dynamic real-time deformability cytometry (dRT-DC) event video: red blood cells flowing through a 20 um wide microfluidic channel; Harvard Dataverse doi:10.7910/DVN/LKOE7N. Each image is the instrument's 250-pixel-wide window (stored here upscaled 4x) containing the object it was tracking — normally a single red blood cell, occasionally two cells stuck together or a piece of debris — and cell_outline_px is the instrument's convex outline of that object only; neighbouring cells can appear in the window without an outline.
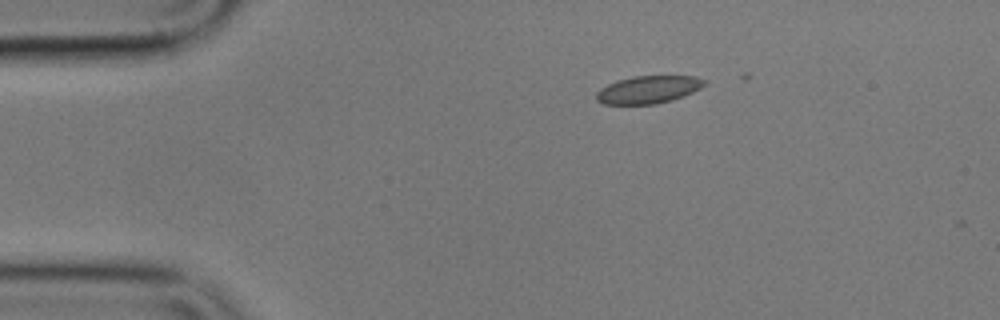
{"species": "common noctule bat (a hibernating species)", "species_latin": "Nyctalus noctula", "temperature_condition": "cold", "stored_images_in_passage": 3, "camera_frame_rate_fps": 3000, "um_per_image_px": 0.085, "animal": {"sex": "male", "body_mass_g": 17.9}, "frame": {"image": 1, "passage_image": 1, "time_ms": 0.0, "image_size_px": [1000, 320], "cell_outline_px": [[708, 80], [700, 88], [692, 92], [672, 100], [656, 104], [604, 104], [596, 100], [596, 92], [600, 88], [616, 80], [632, 76], [696, 76]], "centroid_in_image_um": [55.09, 7.61], "position_along_channel_um": 29.9, "area_um2": 17.46}}